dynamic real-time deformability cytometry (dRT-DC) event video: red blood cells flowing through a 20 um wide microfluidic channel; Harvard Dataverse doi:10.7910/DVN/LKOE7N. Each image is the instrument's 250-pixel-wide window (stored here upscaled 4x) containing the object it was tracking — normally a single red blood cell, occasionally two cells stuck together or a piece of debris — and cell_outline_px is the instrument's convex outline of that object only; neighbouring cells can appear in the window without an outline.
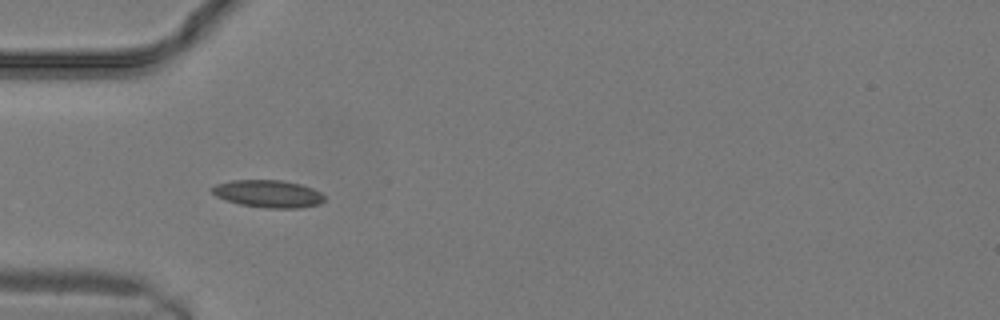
{"species": "common noctule bat (a hibernating species)", "species_latin": "Nyctalus noctula", "temperature_condition": "warm", "stored_images_in_passage": 7, "camera_frame_rate_fps": 3000, "um_per_image_px": 0.085, "animal": {"sex": "male", "body_mass_g": 19.2, "forearm_length_mm": 51.8}, "frame": {"image": 1, "passage_image": 4, "time_ms": 1.0, "image_size_px": [1000, 320], "cell_outline_px": [[324, 200], [320, 204], [300, 208], [264, 208], [240, 204], [216, 196], [208, 188], [216, 184], [232, 180], [280, 180], [300, 184], [312, 188], [320, 192], [324, 196]], "centroid_in_image_um": [22.78, 16.47], "position_along_channel_um": 62.2, "area_um2": 17.98}}
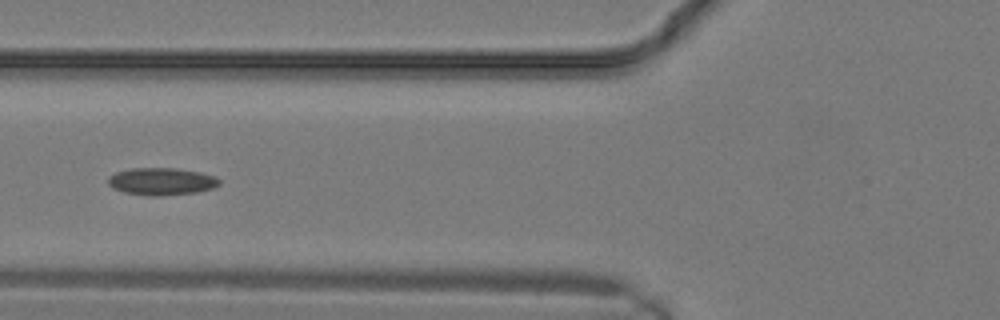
{"frame": {"image": 2, "passage_image": 6, "time_ms": 1.667, "image_size_px": [1000, 320], "cell_outline_px": [[220, 184], [212, 188], [196, 192], [160, 196], [148, 196], [124, 192], [112, 188], [108, 184], [108, 176], [116, 172], [132, 168], [176, 168], [200, 172], [216, 176], [220, 180]], "centroid_in_image_um": [13.72, 15.42], "position_along_channel_um": 112.1, "area_um2": 17.8}}